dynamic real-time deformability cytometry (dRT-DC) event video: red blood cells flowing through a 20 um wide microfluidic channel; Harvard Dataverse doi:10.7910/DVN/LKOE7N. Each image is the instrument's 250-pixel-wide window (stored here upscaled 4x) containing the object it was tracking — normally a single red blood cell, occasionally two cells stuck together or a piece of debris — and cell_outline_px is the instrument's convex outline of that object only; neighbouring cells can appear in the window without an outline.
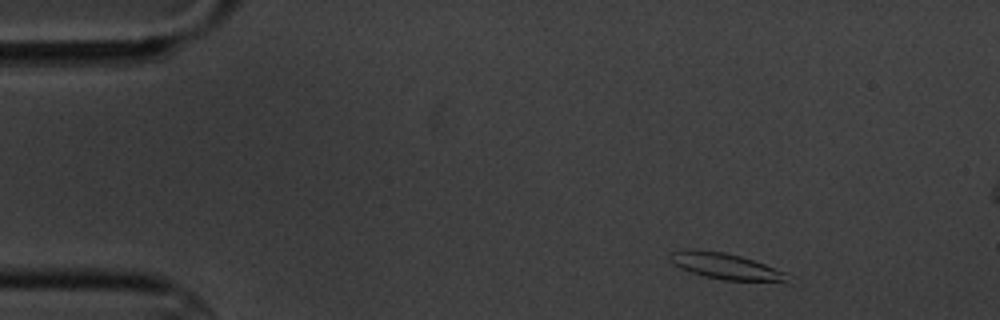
{"species": "common noctule bat (a hibernating species)", "species_latin": "Nyctalus noctula", "temperature_condition": "cold", "stored_images_in_passage": 5, "camera_frame_rate_fps": 3000, "um_per_image_px": 0.085, "animal": {"sex": "male", "body_mass_g": 20.1, "forearm_length_mm": 53.5}, "frame": {"image": 1, "passage_image": 1, "time_ms": 0.0, "image_size_px": [1000, 320], "cell_outline_px": [[796, 284], [788, 284], [724, 280], [704, 276], [680, 268], [668, 260], [672, 252], [692, 248], [724, 252], [740, 256], [788, 272]], "centroid_in_image_um": [61.88, 22.68], "position_along_channel_um": 23.1, "area_um2": 18.73}}
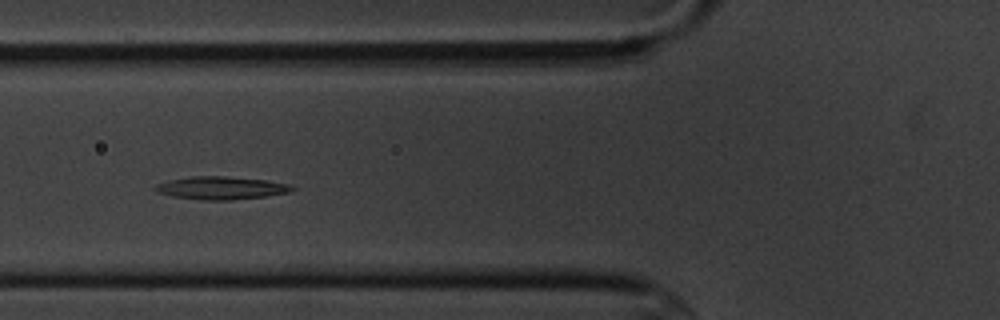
{"frame": {"image": 2, "passage_image": 5, "time_ms": 4.667, "image_size_px": [1000, 320], "cell_outline_px": [[296, 188], [288, 192], [264, 196], [232, 200], [204, 200], [172, 196], [156, 192], [152, 188], [156, 184], [168, 180], [192, 176], [224, 176], [264, 180], [292, 184]], "centroid_in_image_um": [18.76, 15.97], "position_along_channel_um": 107.0, "area_um2": 18.21}}